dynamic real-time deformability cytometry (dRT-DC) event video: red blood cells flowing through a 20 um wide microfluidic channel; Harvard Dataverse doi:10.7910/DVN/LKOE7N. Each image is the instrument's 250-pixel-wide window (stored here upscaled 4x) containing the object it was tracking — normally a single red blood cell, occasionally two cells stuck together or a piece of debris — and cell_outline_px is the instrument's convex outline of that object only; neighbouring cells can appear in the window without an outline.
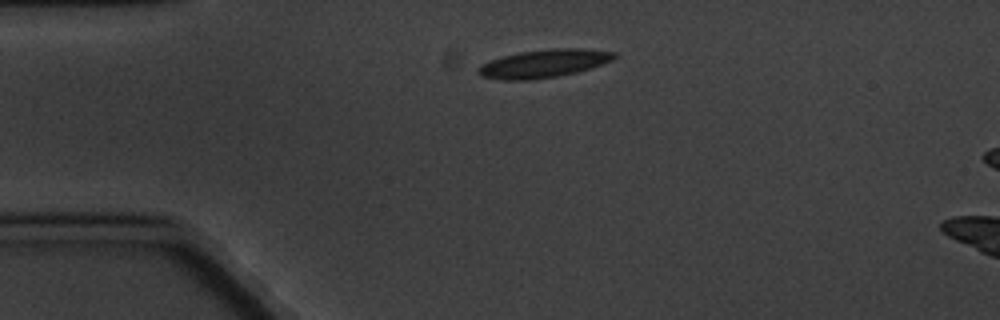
{"species": "common noctule bat (a hibernating species)", "species_latin": "Nyctalus noctula", "temperature_condition": "cold", "stored_images_in_passage": 3, "camera_frame_rate_fps": 3000, "um_per_image_px": 0.085, "animal": {"sex": "male", "body_mass_g": 20.1, "forearm_length_mm": 53.5}, "frame": {"image": 1, "passage_image": 1, "time_ms": 0.0, "image_size_px": [1000, 320], "cell_outline_px": [[620, 56], [612, 60], [592, 68], [576, 72], [556, 76], [528, 80], [504, 80], [480, 76], [476, 72], [476, 68], [480, 64], [504, 56], [520, 52], [556, 48], [584, 48], [616, 52]], "centroid_in_image_um": [46.25, 5.39], "position_along_channel_um": 38.8, "area_um2": 22.31}}